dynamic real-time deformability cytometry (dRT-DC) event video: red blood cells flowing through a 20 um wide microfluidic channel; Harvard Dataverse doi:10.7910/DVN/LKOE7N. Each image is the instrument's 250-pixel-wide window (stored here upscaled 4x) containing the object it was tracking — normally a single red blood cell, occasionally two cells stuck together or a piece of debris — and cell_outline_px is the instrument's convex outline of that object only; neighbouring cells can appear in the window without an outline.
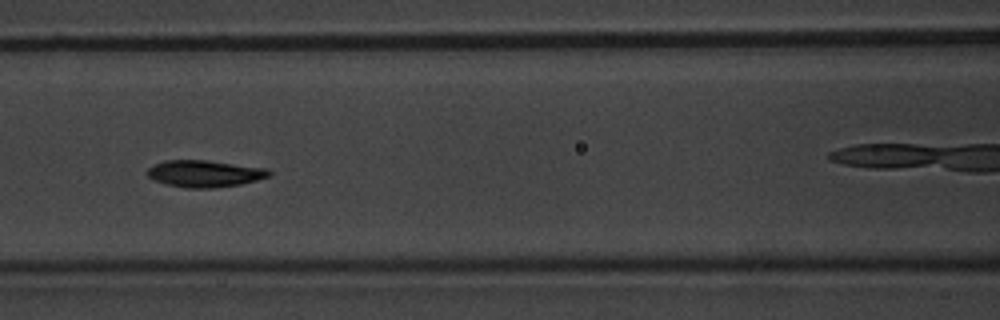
{"species": "common noctule bat (a hibernating species)", "species_latin": "Nyctalus noctula", "temperature_condition": "warm", "stored_images_in_passage": 54, "camera_frame_rate_fps": 3000, "um_per_image_px": 0.085, "animal": {"sex": "male", "body_mass_g": 20.1, "forearm_length_mm": 53.5}, "frame": {"image": 1, "passage_image": 24, "time_ms": 7.667, "image_size_px": [1000, 320], "cell_outline_px": [[272, 176], [240, 184], [212, 188], [188, 188], [168, 184], [152, 180], [144, 172], [148, 168], [164, 160], [208, 160], [268, 168], [272, 172]], "centroid_in_image_um": [17.41, 14.75], "position_along_channel_um": 149.2, "area_um2": 19.19}}